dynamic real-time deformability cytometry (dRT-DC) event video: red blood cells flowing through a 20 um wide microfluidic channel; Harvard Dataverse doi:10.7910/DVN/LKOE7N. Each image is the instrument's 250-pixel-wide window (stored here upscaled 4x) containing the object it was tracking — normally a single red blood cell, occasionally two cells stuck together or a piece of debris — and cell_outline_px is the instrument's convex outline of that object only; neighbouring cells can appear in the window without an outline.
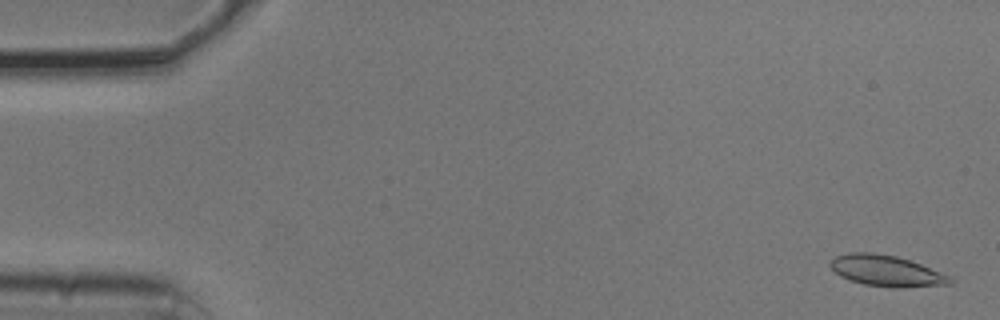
{"species": "common noctule bat (a hibernating species)", "species_latin": "Nyctalus noctula", "temperature_condition": "cold", "stored_images_in_passage": 9, "camera_frame_rate_fps": 3000, "um_per_image_px": 0.085, "animal": {"sex": "male", "body_mass_g": 20.5, "forearm_length_mm": 52.5}, "frame": {"image": 1, "passage_image": 2, "time_ms": 0.333, "image_size_px": [1000, 320], "cell_outline_px": [[952, 284], [896, 288], [892, 288], [864, 284], [840, 276], [828, 264], [836, 256], [848, 252], [872, 252], [896, 256], [920, 264], [940, 272], [948, 276], [952, 280]], "centroid_in_image_um": [75.32, 23.02], "position_along_channel_um": 9.7, "area_um2": 21.39}}